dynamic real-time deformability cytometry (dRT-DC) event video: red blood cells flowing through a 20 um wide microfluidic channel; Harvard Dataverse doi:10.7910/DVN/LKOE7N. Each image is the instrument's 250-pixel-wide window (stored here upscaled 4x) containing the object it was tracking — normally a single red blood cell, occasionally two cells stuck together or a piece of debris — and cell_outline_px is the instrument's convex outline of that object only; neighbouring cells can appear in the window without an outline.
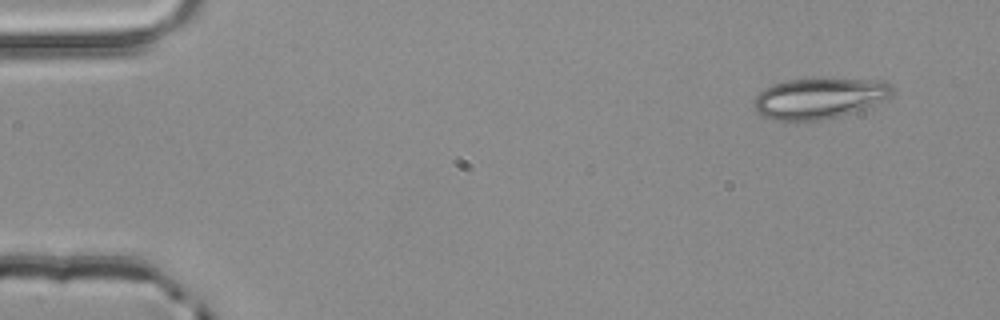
{"species": "common noctule bat (a hibernating species)", "species_latin": "Nyctalus noctula", "temperature_condition": "room temperature", "stored_images_in_passage": 3, "camera_frame_rate_fps": 3000, "um_per_image_px": 0.085, "animal": {"sex": "male", "body_mass_g": 20.4}, "frame": {"image": 1, "passage_image": 1, "time_ms": 0.0, "image_size_px": [1000, 320], "cell_outline_px": [[892, 96], [868, 108], [840, 116], [820, 120], [772, 120], [764, 116], [752, 104], [756, 96], [764, 88], [772, 84], [784, 80], [816, 76], [824, 76], [884, 80], [892, 84]], "centroid_in_image_um": [69.7, 8.29], "position_along_channel_um": 15.3, "area_um2": 34.1}}